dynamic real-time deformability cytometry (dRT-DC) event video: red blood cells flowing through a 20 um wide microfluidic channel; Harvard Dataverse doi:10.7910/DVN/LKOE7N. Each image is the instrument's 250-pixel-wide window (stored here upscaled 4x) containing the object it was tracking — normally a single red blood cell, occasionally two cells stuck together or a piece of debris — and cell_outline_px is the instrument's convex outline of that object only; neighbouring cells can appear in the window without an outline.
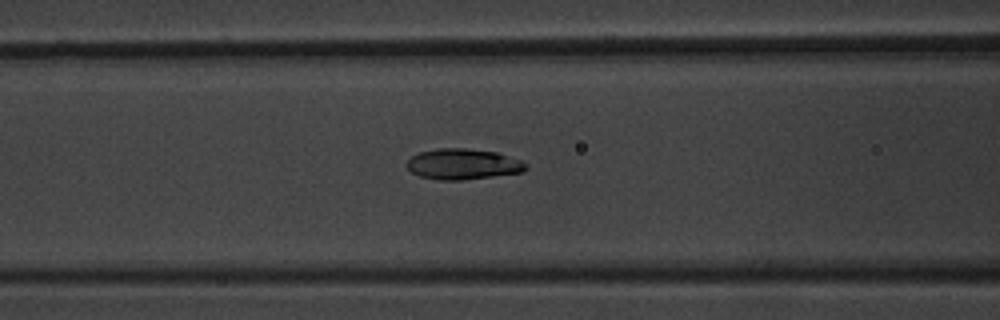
{"species": "common noctule bat (a hibernating species)", "species_latin": "Nyctalus noctula", "temperature_condition": "warm", "stored_images_in_passage": 7, "camera_frame_rate_fps": 3000, "um_per_image_px": 0.085, "animal": {"sex": "male", "body_mass_g": 20.1, "forearm_length_mm": 53.5}, "frame": {"image": 1, "passage_image": 7, "time_ms": 8.0, "image_size_px": [1000, 320], "cell_outline_px": [[528, 168], [524, 172], [464, 180], [440, 180], [420, 176], [412, 172], [408, 168], [408, 160], [412, 156], [420, 152], [436, 148], [464, 148], [496, 152], [520, 160], [528, 164]], "centroid_in_image_um": [39.38, 13.95], "position_along_channel_um": 127.2, "area_um2": 21.27}}